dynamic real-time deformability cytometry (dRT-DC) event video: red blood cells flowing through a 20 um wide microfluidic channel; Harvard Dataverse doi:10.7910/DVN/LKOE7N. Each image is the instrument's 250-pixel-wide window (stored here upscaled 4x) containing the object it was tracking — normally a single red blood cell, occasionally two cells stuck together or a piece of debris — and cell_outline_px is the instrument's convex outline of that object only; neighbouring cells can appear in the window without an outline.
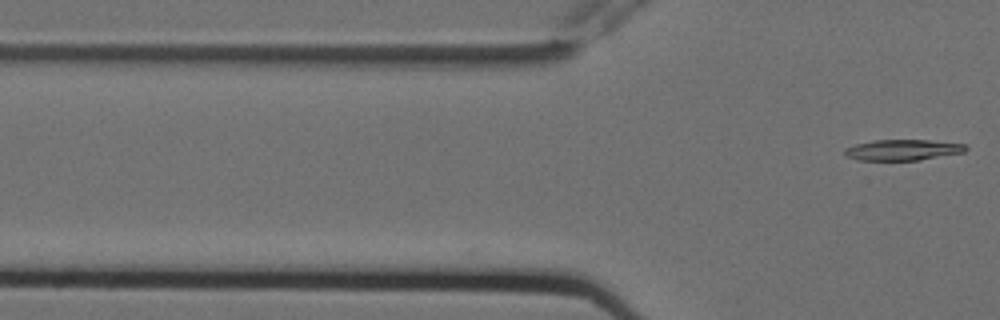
{"species": "Egyptian fruit bat (a non-hibernating species)", "species_latin": "Rousettus aegyptiacus", "temperature_condition": "cold", "stored_images_in_passage": 5, "camera_frame_rate_fps": 3000, "um_per_image_px": 0.085, "animal": {"sex": "female"}, "frame": {"image": 1, "passage_image": 5, "time_ms": 1.333, "image_size_px": [1000, 320], "cell_outline_px": [[968, 148], [964, 152], [920, 160], [856, 160], [844, 156], [844, 148], [856, 144], [872, 140], [928, 140], [964, 144]], "centroid_in_image_um": [76.68, 12.74], "position_along_channel_um": 49.1, "area_um2": 14.74}}